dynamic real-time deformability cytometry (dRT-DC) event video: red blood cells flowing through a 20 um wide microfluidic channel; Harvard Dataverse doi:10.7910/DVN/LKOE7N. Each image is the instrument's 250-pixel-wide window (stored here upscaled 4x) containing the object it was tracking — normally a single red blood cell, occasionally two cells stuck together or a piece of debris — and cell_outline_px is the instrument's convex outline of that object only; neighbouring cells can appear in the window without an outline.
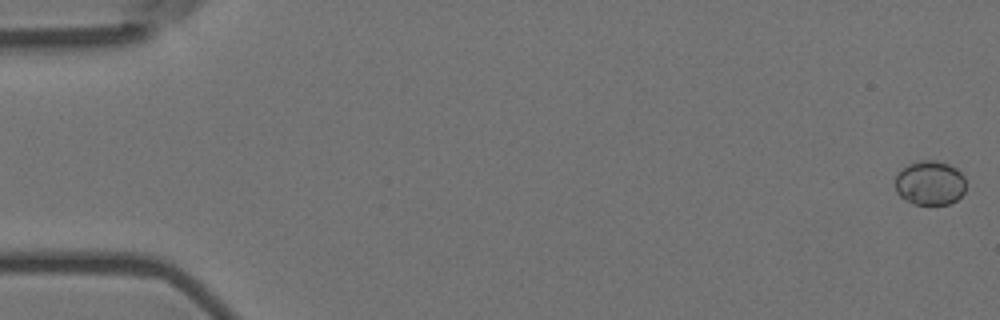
{"species": "Egyptian fruit bat (a non-hibernating species)", "species_latin": "Rousettus aegyptiacus", "temperature_condition": "room temperature", "stored_images_in_passage": 9, "camera_frame_rate_fps": 3000, "um_per_image_px": 0.085, "animal": {"sex": "female"}, "frame": {"image": 1, "passage_image": 1, "time_ms": 0.0, "image_size_px": [1000, 320], "cell_outline_px": [[964, 192], [956, 200], [948, 204], [912, 204], [900, 196], [896, 192], [896, 176], [908, 164], [920, 160], [936, 160], [948, 164], [956, 168], [964, 176]], "centroid_in_image_um": [79.04, 15.55], "position_along_channel_um": 6.0, "area_um2": 18.15}}
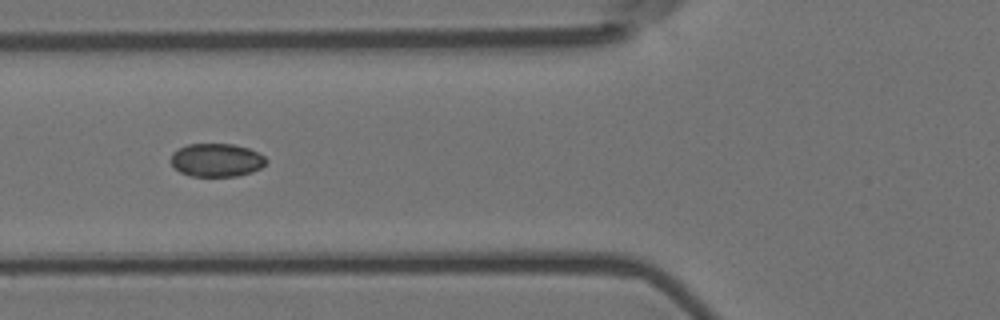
{"frame": {"image": 2, "passage_image": 7, "time_ms": 2.0, "image_size_px": [1000, 320], "cell_outline_px": [[268, 160], [260, 168], [252, 172], [236, 176], [192, 176], [180, 172], [172, 164], [172, 152], [188, 144], [232, 144], [248, 148], [264, 156]], "centroid_in_image_um": [18.41, 13.61], "position_along_channel_um": 107.4, "area_um2": 18.26}}
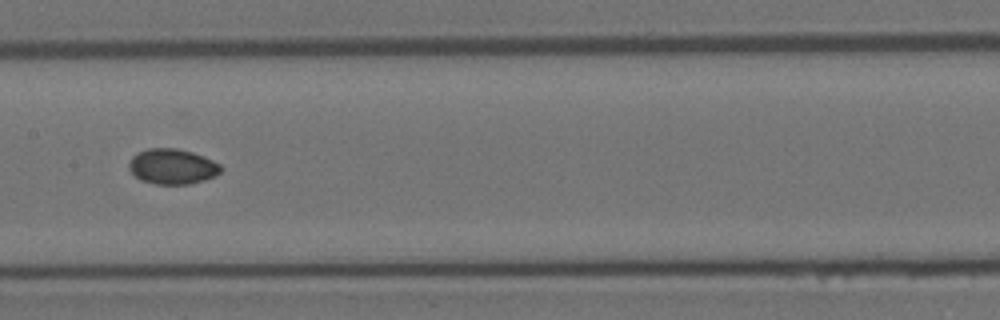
{"frame": {"image": 3, "passage_image": 9, "time_ms": 2.667, "image_size_px": [1000, 320], "cell_outline_px": [[224, 168], [216, 176], [204, 180], [188, 184], [156, 184], [140, 180], [128, 168], [128, 164], [132, 156], [136, 152], [148, 148], [176, 148], [192, 152], [204, 156], [220, 164]], "centroid_in_image_um": [14.65, 14.14], "position_along_channel_um": 192.7, "area_um2": 19.07}}